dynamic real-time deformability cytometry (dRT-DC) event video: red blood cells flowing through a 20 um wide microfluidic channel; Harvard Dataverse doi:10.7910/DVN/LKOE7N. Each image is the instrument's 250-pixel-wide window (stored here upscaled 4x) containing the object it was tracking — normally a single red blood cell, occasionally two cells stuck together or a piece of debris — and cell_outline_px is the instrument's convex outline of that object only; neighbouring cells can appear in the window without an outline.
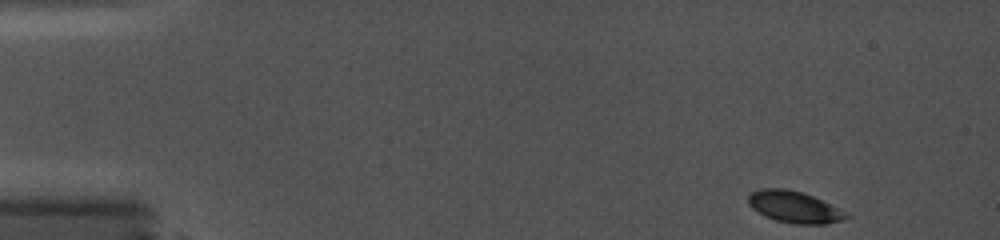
{"species": "common noctule bat (a hibernating species)", "species_latin": "Nyctalus noctula", "temperature_condition": "cold", "stored_images_in_passage": 55, "camera_frame_rate_fps": 5000, "um_per_image_px": 0.085, "animal": {"sex": "female", "body_mass_g": 19.0, "forearm_length_mm": 56.7}, "frame": {"image": 1, "passage_image": 1, "time_ms": 0.0, "image_size_px": [1000, 240], "cell_outline_px": [[852, 216], [844, 220], [824, 224], [796, 224], [776, 220], [764, 216], [752, 208], [748, 204], [748, 196], [752, 192], [760, 188], [784, 188], [804, 192], [840, 208], [848, 212]], "centroid_in_image_um": [67.55, 17.59], "position_along_channel_um": 17.4, "area_um2": 18.32}}
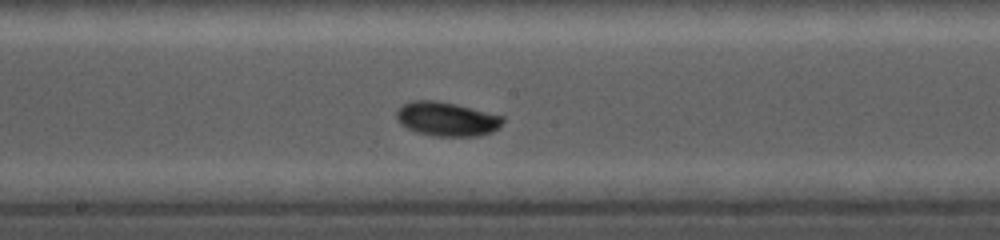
{"frame": {"image": 2, "passage_image": 32, "time_ms": 8.2, "image_size_px": [1000, 240], "cell_outline_px": [[504, 120], [492, 132], [480, 136], [432, 136], [416, 132], [400, 124], [396, 120], [396, 112], [404, 104], [412, 100], [436, 100], [456, 104], [504, 116]], "centroid_in_image_um": [37.95, 10.12], "position_along_channel_um": 210.2, "area_um2": 21.15}}
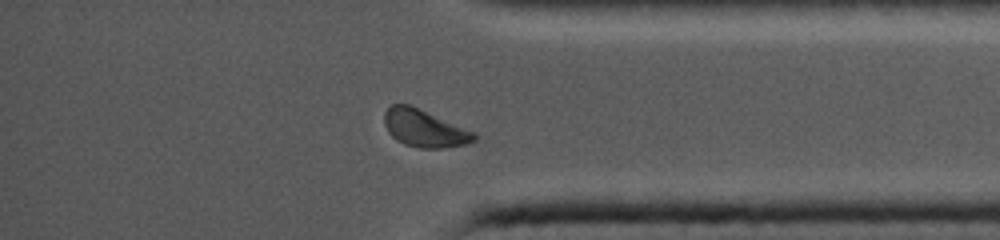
{"frame": {"image": 3, "passage_image": 52, "time_ms": 13.2, "image_size_px": [1000, 240], "cell_outline_px": [[476, 140], [464, 144], [444, 148], [420, 148], [404, 144], [396, 140], [388, 132], [384, 124], [384, 112], [392, 104], [408, 104], [476, 132]], "centroid_in_image_um": [36.06, 10.91], "position_along_channel_um": 399.1, "area_um2": 19.48}}